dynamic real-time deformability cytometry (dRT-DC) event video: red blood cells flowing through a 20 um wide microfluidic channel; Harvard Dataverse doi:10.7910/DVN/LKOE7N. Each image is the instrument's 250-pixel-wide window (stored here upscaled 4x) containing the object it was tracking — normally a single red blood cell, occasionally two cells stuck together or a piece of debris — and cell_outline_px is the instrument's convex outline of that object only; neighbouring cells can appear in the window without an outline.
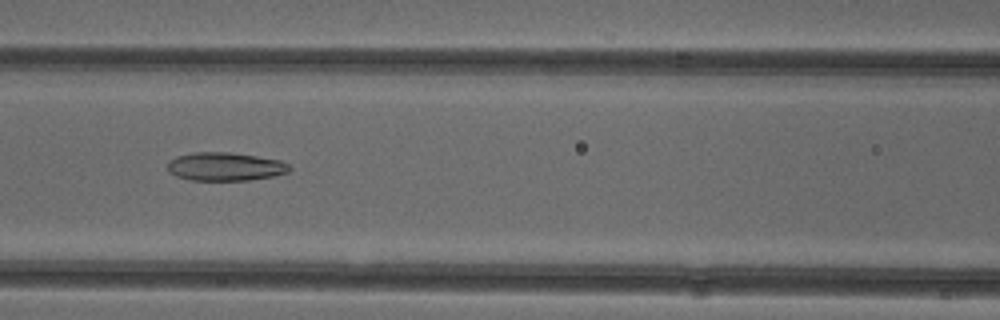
{"species": "common noctule bat (a hibernating species)", "species_latin": "Nyctalus noctula", "temperature_condition": "cold", "stored_images_in_passage": 51, "camera_frame_rate_fps": 3000, "um_per_image_px": 0.085, "animal": {"sex": "female"}, "frame": {"image": 1, "passage_image": 22, "time_ms": 7.0, "image_size_px": [1000, 320], "cell_outline_px": [[292, 168], [288, 172], [272, 176], [248, 180], [192, 180], [176, 176], [168, 172], [168, 160], [176, 156], [192, 152], [232, 152], [280, 160], [288, 164]], "centroid_in_image_um": [19.11, 14.15], "position_along_channel_um": 147.5, "area_um2": 20.23}}
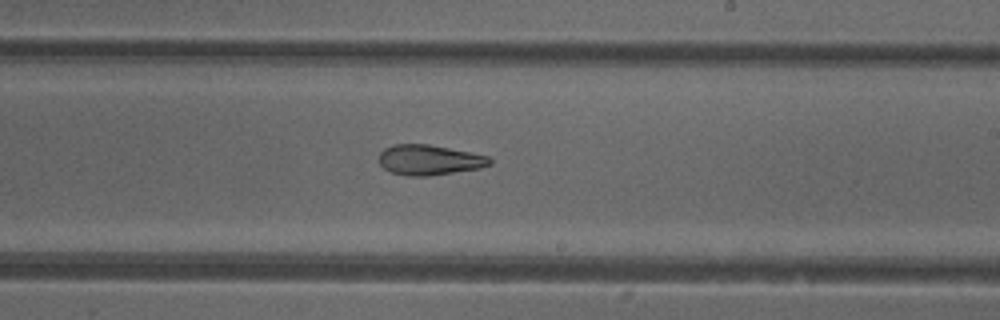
{"frame": {"image": 2, "passage_image": 30, "time_ms": 9.667, "image_size_px": [1000, 320], "cell_outline_px": [[492, 164], [480, 168], [428, 176], [408, 176], [392, 172], [384, 168], [380, 164], [380, 152], [384, 148], [392, 144], [428, 144], [488, 156], [492, 160]], "centroid_in_image_um": [36.48, 13.59], "position_along_channel_um": 252.5, "area_um2": 19.36}}
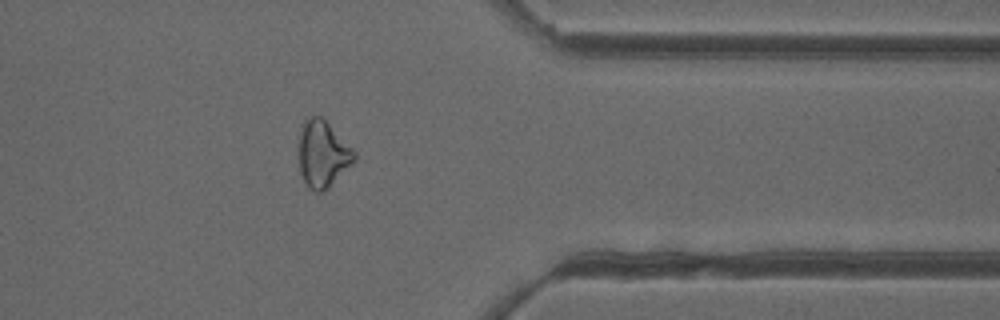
{"frame": {"image": 3, "passage_image": 41, "time_ms": 13.333, "image_size_px": [1000, 320], "cell_outline_px": [[356, 160], [324, 192], [316, 192], [308, 188], [300, 172], [300, 132], [304, 120], [312, 116], [320, 116], [356, 152]], "centroid_in_image_um": [27.44, 13.12], "position_along_channel_um": 384.0, "area_um2": 21.15}, "authors_computed_cell_mechanics": {"area_um2": 22.542, "velocity_mm_per_s": 3.9528, "shape_relaxation_time_tau1_ms": null, "shape_relaxation_time_tau2_ms": 1.9228, "deformation_change_tau1": null, "deformation_change_tau2": 0.0888}}